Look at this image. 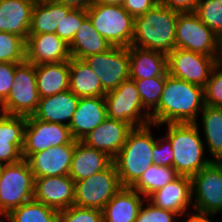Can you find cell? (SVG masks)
Listing matches in <instances>:
<instances>
[{
    "mask_svg": "<svg viewBox=\"0 0 222 222\" xmlns=\"http://www.w3.org/2000/svg\"><path fill=\"white\" fill-rule=\"evenodd\" d=\"M205 106L204 87L166 75L158 106L150 111L151 123H197V113Z\"/></svg>",
    "mask_w": 222,
    "mask_h": 222,
    "instance_id": "1",
    "label": "cell"
},
{
    "mask_svg": "<svg viewBox=\"0 0 222 222\" xmlns=\"http://www.w3.org/2000/svg\"><path fill=\"white\" fill-rule=\"evenodd\" d=\"M178 12L157 4L144 15L134 18L131 45L168 55L175 49Z\"/></svg>",
    "mask_w": 222,
    "mask_h": 222,
    "instance_id": "2",
    "label": "cell"
},
{
    "mask_svg": "<svg viewBox=\"0 0 222 222\" xmlns=\"http://www.w3.org/2000/svg\"><path fill=\"white\" fill-rule=\"evenodd\" d=\"M151 126L155 124L132 128L125 144L113 159L122 187H132L154 164L152 150L156 140L150 133Z\"/></svg>",
    "mask_w": 222,
    "mask_h": 222,
    "instance_id": "3",
    "label": "cell"
},
{
    "mask_svg": "<svg viewBox=\"0 0 222 222\" xmlns=\"http://www.w3.org/2000/svg\"><path fill=\"white\" fill-rule=\"evenodd\" d=\"M166 137L174 152L173 168L180 174L193 176L208 166L212 159H205L204 142L197 123H168Z\"/></svg>",
    "mask_w": 222,
    "mask_h": 222,
    "instance_id": "4",
    "label": "cell"
},
{
    "mask_svg": "<svg viewBox=\"0 0 222 222\" xmlns=\"http://www.w3.org/2000/svg\"><path fill=\"white\" fill-rule=\"evenodd\" d=\"M86 11L93 27L111 46H131L134 17L122 6L93 3Z\"/></svg>",
    "mask_w": 222,
    "mask_h": 222,
    "instance_id": "5",
    "label": "cell"
},
{
    "mask_svg": "<svg viewBox=\"0 0 222 222\" xmlns=\"http://www.w3.org/2000/svg\"><path fill=\"white\" fill-rule=\"evenodd\" d=\"M34 196V176L28 162L4 166L0 177V215L6 216L14 208L31 201Z\"/></svg>",
    "mask_w": 222,
    "mask_h": 222,
    "instance_id": "6",
    "label": "cell"
},
{
    "mask_svg": "<svg viewBox=\"0 0 222 222\" xmlns=\"http://www.w3.org/2000/svg\"><path fill=\"white\" fill-rule=\"evenodd\" d=\"M104 99L107 117L123 121L132 128L151 123L150 111L142 112L145 108L133 79L124 80L116 89L107 92Z\"/></svg>",
    "mask_w": 222,
    "mask_h": 222,
    "instance_id": "7",
    "label": "cell"
},
{
    "mask_svg": "<svg viewBox=\"0 0 222 222\" xmlns=\"http://www.w3.org/2000/svg\"><path fill=\"white\" fill-rule=\"evenodd\" d=\"M175 48L220 57L221 39L194 12L178 13Z\"/></svg>",
    "mask_w": 222,
    "mask_h": 222,
    "instance_id": "8",
    "label": "cell"
},
{
    "mask_svg": "<svg viewBox=\"0 0 222 222\" xmlns=\"http://www.w3.org/2000/svg\"><path fill=\"white\" fill-rule=\"evenodd\" d=\"M14 80L7 99L0 105V111L9 115H33L40 100L35 65L27 61L19 63L16 66Z\"/></svg>",
    "mask_w": 222,
    "mask_h": 222,
    "instance_id": "9",
    "label": "cell"
},
{
    "mask_svg": "<svg viewBox=\"0 0 222 222\" xmlns=\"http://www.w3.org/2000/svg\"><path fill=\"white\" fill-rule=\"evenodd\" d=\"M121 188L116 166L112 162L106 169L75 182L74 205L102 211Z\"/></svg>",
    "mask_w": 222,
    "mask_h": 222,
    "instance_id": "10",
    "label": "cell"
},
{
    "mask_svg": "<svg viewBox=\"0 0 222 222\" xmlns=\"http://www.w3.org/2000/svg\"><path fill=\"white\" fill-rule=\"evenodd\" d=\"M220 57L175 48L167 55L168 73L191 84L204 87Z\"/></svg>",
    "mask_w": 222,
    "mask_h": 222,
    "instance_id": "11",
    "label": "cell"
},
{
    "mask_svg": "<svg viewBox=\"0 0 222 222\" xmlns=\"http://www.w3.org/2000/svg\"><path fill=\"white\" fill-rule=\"evenodd\" d=\"M73 140L69 126L42 121L33 115L27 116L22 157L26 160L33 153L69 144Z\"/></svg>",
    "mask_w": 222,
    "mask_h": 222,
    "instance_id": "12",
    "label": "cell"
},
{
    "mask_svg": "<svg viewBox=\"0 0 222 222\" xmlns=\"http://www.w3.org/2000/svg\"><path fill=\"white\" fill-rule=\"evenodd\" d=\"M99 77L102 88L109 92L130 78L128 47L112 46L104 53L83 59Z\"/></svg>",
    "mask_w": 222,
    "mask_h": 222,
    "instance_id": "13",
    "label": "cell"
},
{
    "mask_svg": "<svg viewBox=\"0 0 222 222\" xmlns=\"http://www.w3.org/2000/svg\"><path fill=\"white\" fill-rule=\"evenodd\" d=\"M195 210L218 214L222 212V162L212 161L191 176Z\"/></svg>",
    "mask_w": 222,
    "mask_h": 222,
    "instance_id": "14",
    "label": "cell"
},
{
    "mask_svg": "<svg viewBox=\"0 0 222 222\" xmlns=\"http://www.w3.org/2000/svg\"><path fill=\"white\" fill-rule=\"evenodd\" d=\"M33 199L57 211L74 205L75 182L69 175L34 178Z\"/></svg>",
    "mask_w": 222,
    "mask_h": 222,
    "instance_id": "15",
    "label": "cell"
},
{
    "mask_svg": "<svg viewBox=\"0 0 222 222\" xmlns=\"http://www.w3.org/2000/svg\"><path fill=\"white\" fill-rule=\"evenodd\" d=\"M75 139L65 145L50 147L45 151L31 154L26 161L34 178L69 175Z\"/></svg>",
    "mask_w": 222,
    "mask_h": 222,
    "instance_id": "16",
    "label": "cell"
},
{
    "mask_svg": "<svg viewBox=\"0 0 222 222\" xmlns=\"http://www.w3.org/2000/svg\"><path fill=\"white\" fill-rule=\"evenodd\" d=\"M70 59L69 45L55 33L29 34L26 39V61L31 64L60 63Z\"/></svg>",
    "mask_w": 222,
    "mask_h": 222,
    "instance_id": "17",
    "label": "cell"
},
{
    "mask_svg": "<svg viewBox=\"0 0 222 222\" xmlns=\"http://www.w3.org/2000/svg\"><path fill=\"white\" fill-rule=\"evenodd\" d=\"M131 129L132 127L129 124L107 117L81 142L90 148L106 153L114 159L125 144Z\"/></svg>",
    "mask_w": 222,
    "mask_h": 222,
    "instance_id": "18",
    "label": "cell"
},
{
    "mask_svg": "<svg viewBox=\"0 0 222 222\" xmlns=\"http://www.w3.org/2000/svg\"><path fill=\"white\" fill-rule=\"evenodd\" d=\"M27 117L0 115V161L7 165L20 162L24 146V129Z\"/></svg>",
    "mask_w": 222,
    "mask_h": 222,
    "instance_id": "19",
    "label": "cell"
},
{
    "mask_svg": "<svg viewBox=\"0 0 222 222\" xmlns=\"http://www.w3.org/2000/svg\"><path fill=\"white\" fill-rule=\"evenodd\" d=\"M191 177L180 175L174 181L152 193L147 200L155 207L183 216L193 200Z\"/></svg>",
    "mask_w": 222,
    "mask_h": 222,
    "instance_id": "20",
    "label": "cell"
},
{
    "mask_svg": "<svg viewBox=\"0 0 222 222\" xmlns=\"http://www.w3.org/2000/svg\"><path fill=\"white\" fill-rule=\"evenodd\" d=\"M107 118L104 97L79 98L70 121V131L76 141H81Z\"/></svg>",
    "mask_w": 222,
    "mask_h": 222,
    "instance_id": "21",
    "label": "cell"
},
{
    "mask_svg": "<svg viewBox=\"0 0 222 222\" xmlns=\"http://www.w3.org/2000/svg\"><path fill=\"white\" fill-rule=\"evenodd\" d=\"M36 0H0V32L29 36L32 11Z\"/></svg>",
    "mask_w": 222,
    "mask_h": 222,
    "instance_id": "22",
    "label": "cell"
},
{
    "mask_svg": "<svg viewBox=\"0 0 222 222\" xmlns=\"http://www.w3.org/2000/svg\"><path fill=\"white\" fill-rule=\"evenodd\" d=\"M78 102L79 97L68 89L53 96L40 98L33 116L42 121L69 126Z\"/></svg>",
    "mask_w": 222,
    "mask_h": 222,
    "instance_id": "23",
    "label": "cell"
},
{
    "mask_svg": "<svg viewBox=\"0 0 222 222\" xmlns=\"http://www.w3.org/2000/svg\"><path fill=\"white\" fill-rule=\"evenodd\" d=\"M130 79L141 80L168 73L167 55L149 49L128 47Z\"/></svg>",
    "mask_w": 222,
    "mask_h": 222,
    "instance_id": "24",
    "label": "cell"
},
{
    "mask_svg": "<svg viewBox=\"0 0 222 222\" xmlns=\"http://www.w3.org/2000/svg\"><path fill=\"white\" fill-rule=\"evenodd\" d=\"M112 162L113 159L106 153L75 140L69 176L74 182H77L106 169Z\"/></svg>",
    "mask_w": 222,
    "mask_h": 222,
    "instance_id": "25",
    "label": "cell"
},
{
    "mask_svg": "<svg viewBox=\"0 0 222 222\" xmlns=\"http://www.w3.org/2000/svg\"><path fill=\"white\" fill-rule=\"evenodd\" d=\"M136 190L122 187L102 210L103 222H135L137 215L147 199L142 200Z\"/></svg>",
    "mask_w": 222,
    "mask_h": 222,
    "instance_id": "26",
    "label": "cell"
},
{
    "mask_svg": "<svg viewBox=\"0 0 222 222\" xmlns=\"http://www.w3.org/2000/svg\"><path fill=\"white\" fill-rule=\"evenodd\" d=\"M37 89L40 98L53 96L69 89V60L60 63L35 65Z\"/></svg>",
    "mask_w": 222,
    "mask_h": 222,
    "instance_id": "27",
    "label": "cell"
},
{
    "mask_svg": "<svg viewBox=\"0 0 222 222\" xmlns=\"http://www.w3.org/2000/svg\"><path fill=\"white\" fill-rule=\"evenodd\" d=\"M69 90L79 98L104 97L106 91L102 88L99 77L84 60L71 57Z\"/></svg>",
    "mask_w": 222,
    "mask_h": 222,
    "instance_id": "28",
    "label": "cell"
},
{
    "mask_svg": "<svg viewBox=\"0 0 222 222\" xmlns=\"http://www.w3.org/2000/svg\"><path fill=\"white\" fill-rule=\"evenodd\" d=\"M112 46L93 27L87 16L77 30L73 41L69 44L71 57L81 59L99 53H104Z\"/></svg>",
    "mask_w": 222,
    "mask_h": 222,
    "instance_id": "29",
    "label": "cell"
},
{
    "mask_svg": "<svg viewBox=\"0 0 222 222\" xmlns=\"http://www.w3.org/2000/svg\"><path fill=\"white\" fill-rule=\"evenodd\" d=\"M62 20V4L50 0H36L29 34L55 33Z\"/></svg>",
    "mask_w": 222,
    "mask_h": 222,
    "instance_id": "30",
    "label": "cell"
},
{
    "mask_svg": "<svg viewBox=\"0 0 222 222\" xmlns=\"http://www.w3.org/2000/svg\"><path fill=\"white\" fill-rule=\"evenodd\" d=\"M202 126L212 161L222 162V107L205 105Z\"/></svg>",
    "mask_w": 222,
    "mask_h": 222,
    "instance_id": "31",
    "label": "cell"
},
{
    "mask_svg": "<svg viewBox=\"0 0 222 222\" xmlns=\"http://www.w3.org/2000/svg\"><path fill=\"white\" fill-rule=\"evenodd\" d=\"M180 174L173 168L152 164L131 187L147 199L152 193L174 181Z\"/></svg>",
    "mask_w": 222,
    "mask_h": 222,
    "instance_id": "32",
    "label": "cell"
},
{
    "mask_svg": "<svg viewBox=\"0 0 222 222\" xmlns=\"http://www.w3.org/2000/svg\"><path fill=\"white\" fill-rule=\"evenodd\" d=\"M4 217L9 222H59V211L32 199Z\"/></svg>",
    "mask_w": 222,
    "mask_h": 222,
    "instance_id": "33",
    "label": "cell"
},
{
    "mask_svg": "<svg viewBox=\"0 0 222 222\" xmlns=\"http://www.w3.org/2000/svg\"><path fill=\"white\" fill-rule=\"evenodd\" d=\"M86 17V9L72 8L62 4V20L57 26L55 34L69 45Z\"/></svg>",
    "mask_w": 222,
    "mask_h": 222,
    "instance_id": "34",
    "label": "cell"
},
{
    "mask_svg": "<svg viewBox=\"0 0 222 222\" xmlns=\"http://www.w3.org/2000/svg\"><path fill=\"white\" fill-rule=\"evenodd\" d=\"M26 61V41L16 34L0 32V62Z\"/></svg>",
    "mask_w": 222,
    "mask_h": 222,
    "instance_id": "35",
    "label": "cell"
},
{
    "mask_svg": "<svg viewBox=\"0 0 222 222\" xmlns=\"http://www.w3.org/2000/svg\"><path fill=\"white\" fill-rule=\"evenodd\" d=\"M165 81L166 76L134 80L141 102L146 110H152V108L154 110L158 106L165 86Z\"/></svg>",
    "mask_w": 222,
    "mask_h": 222,
    "instance_id": "36",
    "label": "cell"
},
{
    "mask_svg": "<svg viewBox=\"0 0 222 222\" xmlns=\"http://www.w3.org/2000/svg\"><path fill=\"white\" fill-rule=\"evenodd\" d=\"M194 13L222 39V0H199Z\"/></svg>",
    "mask_w": 222,
    "mask_h": 222,
    "instance_id": "37",
    "label": "cell"
},
{
    "mask_svg": "<svg viewBox=\"0 0 222 222\" xmlns=\"http://www.w3.org/2000/svg\"><path fill=\"white\" fill-rule=\"evenodd\" d=\"M204 101L205 105L222 107V65L220 63L212 70L204 86Z\"/></svg>",
    "mask_w": 222,
    "mask_h": 222,
    "instance_id": "38",
    "label": "cell"
},
{
    "mask_svg": "<svg viewBox=\"0 0 222 222\" xmlns=\"http://www.w3.org/2000/svg\"><path fill=\"white\" fill-rule=\"evenodd\" d=\"M59 222H103L102 211L72 205L59 211Z\"/></svg>",
    "mask_w": 222,
    "mask_h": 222,
    "instance_id": "39",
    "label": "cell"
},
{
    "mask_svg": "<svg viewBox=\"0 0 222 222\" xmlns=\"http://www.w3.org/2000/svg\"><path fill=\"white\" fill-rule=\"evenodd\" d=\"M148 206H141L135 222H175L174 217L179 216L177 213L155 207L146 200Z\"/></svg>",
    "mask_w": 222,
    "mask_h": 222,
    "instance_id": "40",
    "label": "cell"
},
{
    "mask_svg": "<svg viewBox=\"0 0 222 222\" xmlns=\"http://www.w3.org/2000/svg\"><path fill=\"white\" fill-rule=\"evenodd\" d=\"M152 158L157 166L173 167L174 152L172 144L166 136L156 140L152 150Z\"/></svg>",
    "mask_w": 222,
    "mask_h": 222,
    "instance_id": "41",
    "label": "cell"
},
{
    "mask_svg": "<svg viewBox=\"0 0 222 222\" xmlns=\"http://www.w3.org/2000/svg\"><path fill=\"white\" fill-rule=\"evenodd\" d=\"M19 63L0 62V105L7 99L14 80L16 66Z\"/></svg>",
    "mask_w": 222,
    "mask_h": 222,
    "instance_id": "42",
    "label": "cell"
},
{
    "mask_svg": "<svg viewBox=\"0 0 222 222\" xmlns=\"http://www.w3.org/2000/svg\"><path fill=\"white\" fill-rule=\"evenodd\" d=\"M157 0H124L122 7L134 18L144 15L157 5Z\"/></svg>",
    "mask_w": 222,
    "mask_h": 222,
    "instance_id": "43",
    "label": "cell"
},
{
    "mask_svg": "<svg viewBox=\"0 0 222 222\" xmlns=\"http://www.w3.org/2000/svg\"><path fill=\"white\" fill-rule=\"evenodd\" d=\"M199 0H157L161 6L168 7L178 13L195 12Z\"/></svg>",
    "mask_w": 222,
    "mask_h": 222,
    "instance_id": "44",
    "label": "cell"
},
{
    "mask_svg": "<svg viewBox=\"0 0 222 222\" xmlns=\"http://www.w3.org/2000/svg\"><path fill=\"white\" fill-rule=\"evenodd\" d=\"M57 4H63L72 8H84L90 7L95 0H50Z\"/></svg>",
    "mask_w": 222,
    "mask_h": 222,
    "instance_id": "45",
    "label": "cell"
},
{
    "mask_svg": "<svg viewBox=\"0 0 222 222\" xmlns=\"http://www.w3.org/2000/svg\"><path fill=\"white\" fill-rule=\"evenodd\" d=\"M212 215L214 214L196 210V213L191 214L185 222H212L208 219Z\"/></svg>",
    "mask_w": 222,
    "mask_h": 222,
    "instance_id": "46",
    "label": "cell"
},
{
    "mask_svg": "<svg viewBox=\"0 0 222 222\" xmlns=\"http://www.w3.org/2000/svg\"><path fill=\"white\" fill-rule=\"evenodd\" d=\"M94 3L105 4V5H120L122 6L124 0H95Z\"/></svg>",
    "mask_w": 222,
    "mask_h": 222,
    "instance_id": "47",
    "label": "cell"
},
{
    "mask_svg": "<svg viewBox=\"0 0 222 222\" xmlns=\"http://www.w3.org/2000/svg\"><path fill=\"white\" fill-rule=\"evenodd\" d=\"M219 63L222 65V39H221V53H220Z\"/></svg>",
    "mask_w": 222,
    "mask_h": 222,
    "instance_id": "48",
    "label": "cell"
},
{
    "mask_svg": "<svg viewBox=\"0 0 222 222\" xmlns=\"http://www.w3.org/2000/svg\"><path fill=\"white\" fill-rule=\"evenodd\" d=\"M4 166H5V164H3V163L0 161V177H1V174H2V171H3Z\"/></svg>",
    "mask_w": 222,
    "mask_h": 222,
    "instance_id": "49",
    "label": "cell"
}]
</instances>
